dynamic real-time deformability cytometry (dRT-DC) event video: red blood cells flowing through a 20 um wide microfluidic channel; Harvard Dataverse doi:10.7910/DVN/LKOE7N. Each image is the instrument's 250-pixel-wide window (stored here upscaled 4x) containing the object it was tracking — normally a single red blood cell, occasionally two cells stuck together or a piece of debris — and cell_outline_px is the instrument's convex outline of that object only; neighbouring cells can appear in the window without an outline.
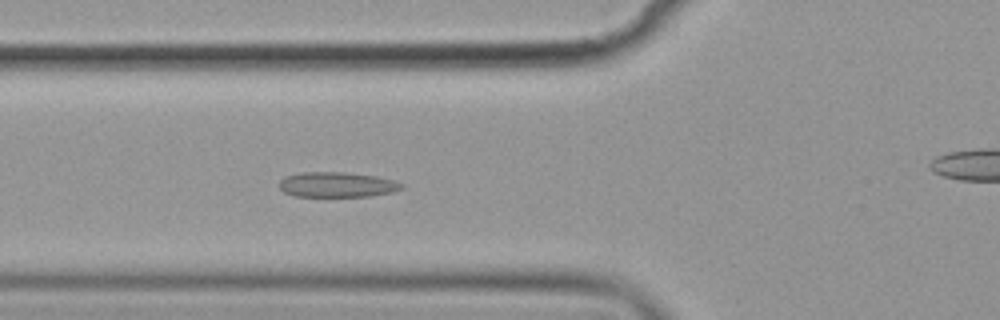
{"species": "common noctule bat (a hibernating species)", "species_latin": "Nyctalus noctula", "temperature_condition": "cold", "stored_images_in_passage": 46, "camera_frame_rate_fps": 3000, "um_per_image_px": 0.085, "animal": {"sex": "female", "body_mass_g": 19.9}, "frame": {"image": 1, "passage_image": 10, "time_ms": 3.0, "image_size_px": [1000, 320], "cell_outline_px": [[404, 188], [392, 192], [368, 196], [292, 196], [284, 192], [280, 188], [280, 180], [284, 176], [304, 172], [344, 172], [376, 176], [396, 180], [404, 184]], "centroid_in_image_um": [28.67, 15.69], "position_along_channel_um": 97.1, "area_um2": 17.98}}
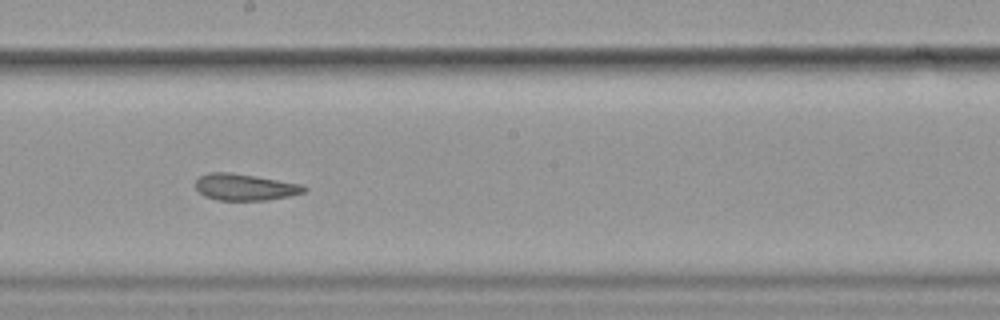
{"frame": {"image": 2, "passage_image": 21, "time_ms": 6.667, "image_size_px": [1000, 320], "cell_outline_px": [[308, 188], [304, 192], [288, 196], [264, 200], [216, 200], [204, 196], [196, 188], [196, 180], [200, 176], [208, 172], [228, 172], [300, 184]], "centroid_in_image_um": [20.77, 15.91], "position_along_channel_um": 227.4, "area_um2": 16.47}}
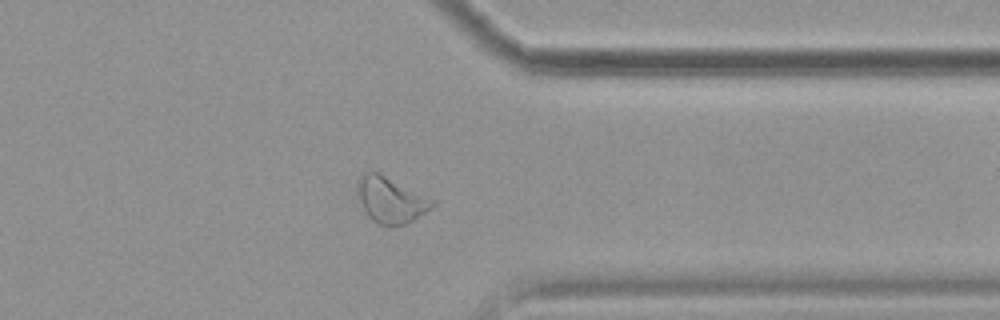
{"frame": {"image": 3, "passage_image": 34, "time_ms": 11.0, "image_size_px": [1000, 320], "cell_outline_px": [[436, 204], [412, 220], [404, 224], [380, 224], [372, 220], [368, 216], [356, 196], [356, 180], [360, 176], [368, 172], [380, 172], [436, 200]], "centroid_in_image_um": [33.18, 16.94], "position_along_channel_um": 378.2, "area_um2": 20.06}, "authors_computed_cell_mechanics": {"area_um2": 17.9758, "velocity_mm_per_s": 3.555, "shape_relaxation_time_tau1_ms": 9.3008, "shape_relaxation_time_tau2_ms": 2.5242, "deformation_change_tau1": 0.1752, "deformation_change_tau2": 0.0757}}